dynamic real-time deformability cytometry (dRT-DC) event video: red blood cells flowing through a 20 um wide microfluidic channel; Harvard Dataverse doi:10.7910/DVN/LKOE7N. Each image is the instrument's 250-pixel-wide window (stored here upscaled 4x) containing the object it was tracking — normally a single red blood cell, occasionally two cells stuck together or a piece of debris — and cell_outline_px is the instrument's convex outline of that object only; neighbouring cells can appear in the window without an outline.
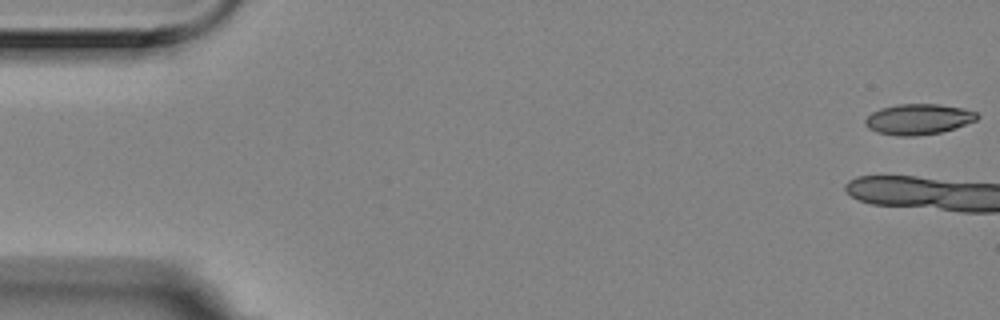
{"species": "Egyptian fruit bat (a non-hibernating species)", "species_latin": "Rousettus aegyptiacus", "temperature_condition": "room temperature", "stored_images_in_passage": 6, "camera_frame_rate_fps": 3000, "um_per_image_px": 0.085, "animal": {"sex": "female"}, "frame": {"image": 1, "passage_image": 1, "time_ms": 0.0, "image_size_px": [1000, 320], "cell_outline_px": [[980, 116], [976, 120], [956, 128], [940, 132], [916, 136], [896, 136], [876, 132], [868, 128], [864, 124], [864, 120], [872, 112], [880, 108], [896, 104], [940, 104], [964, 108], [976, 112]], "centroid_in_image_um": [78.05, 10.13], "position_along_channel_um": 6.9, "area_um2": 20.17}}
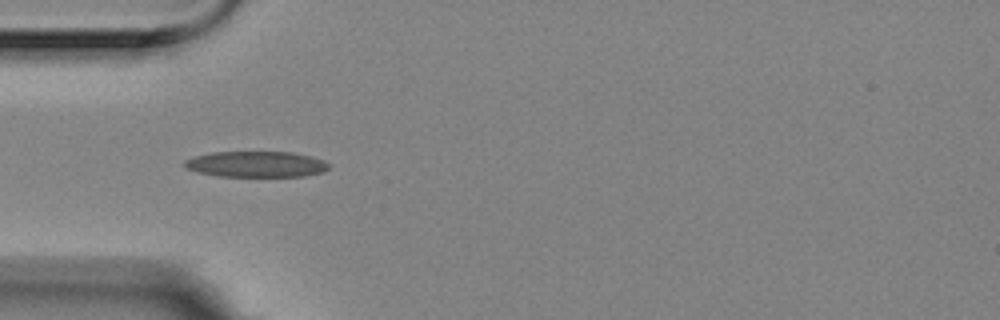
{"frame": {"image": 2, "passage_image": 6, "time_ms": 1.667, "image_size_px": [1000, 320], "cell_outline_px": [[328, 168], [324, 172], [304, 176], [220, 176], [200, 172], [188, 168], [184, 164], [184, 160], [192, 156], [212, 152], [292, 152], [312, 156], [324, 160], [328, 164]], "centroid_in_image_um": [21.8, 13.95], "position_along_channel_um": 63.2, "area_um2": 21.68}}